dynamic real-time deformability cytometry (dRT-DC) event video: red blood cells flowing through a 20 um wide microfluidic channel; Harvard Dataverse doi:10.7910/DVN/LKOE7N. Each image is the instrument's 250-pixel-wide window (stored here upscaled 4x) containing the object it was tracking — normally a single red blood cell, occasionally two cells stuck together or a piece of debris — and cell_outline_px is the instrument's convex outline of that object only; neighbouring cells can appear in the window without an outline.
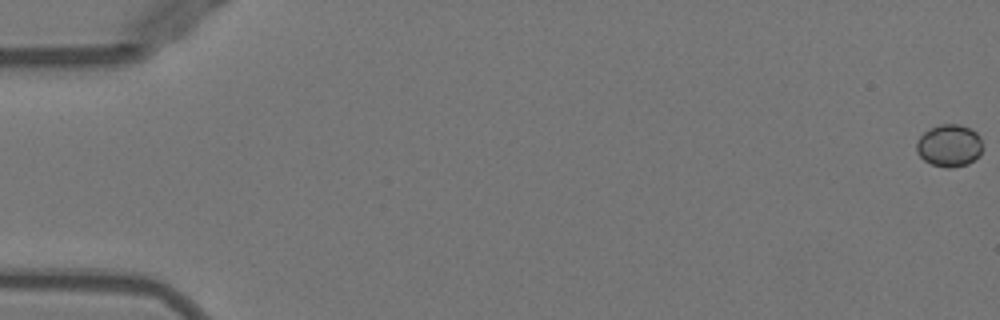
{"species": "Egyptian fruit bat (a non-hibernating species)", "species_latin": "Rousettus aegyptiacus", "temperature_condition": "warm", "stored_images_in_passage": 14, "camera_frame_rate_fps": 3000, "um_per_image_px": 0.085, "animal": {"sex": "female"}, "frame": {"image": 1, "passage_image": 1, "time_ms": 0.0, "image_size_px": [1000, 320], "cell_outline_px": [[984, 148], [980, 156], [968, 164], [952, 168], [944, 168], [932, 164], [924, 160], [916, 152], [916, 140], [928, 128], [940, 124], [960, 124], [976, 132], [980, 136]], "centroid_in_image_um": [80.7, 12.38], "position_along_channel_um": 4.3, "area_um2": 16.7}}